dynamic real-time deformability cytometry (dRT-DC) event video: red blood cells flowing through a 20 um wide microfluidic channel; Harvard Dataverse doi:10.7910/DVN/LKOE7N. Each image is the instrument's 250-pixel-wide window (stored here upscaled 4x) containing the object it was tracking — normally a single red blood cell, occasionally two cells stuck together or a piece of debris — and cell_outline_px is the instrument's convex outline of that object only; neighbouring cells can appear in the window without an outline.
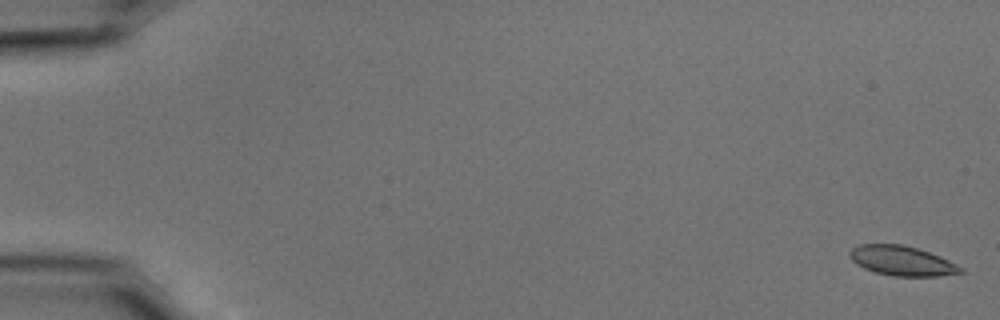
{"species": "common noctule bat (a hibernating species)", "species_latin": "Nyctalus noctula", "temperature_condition": "cold", "stored_images_in_passage": 55, "camera_frame_rate_fps": 3000, "um_per_image_px": 0.085, "animal": {"sex": "male", "body_mass_g": 15.6}, "frame": {"image": 1, "passage_image": 1, "time_ms": 0.0, "image_size_px": [1000, 320], "cell_outline_px": [[964, 272], [936, 276], [896, 276], [876, 272], [864, 268], [856, 264], [852, 260], [848, 252], [852, 248], [860, 244], [904, 244], [940, 256], [964, 268]], "centroid_in_image_um": [76.65, 22.16], "position_along_channel_um": 8.3, "area_um2": 19.07}}
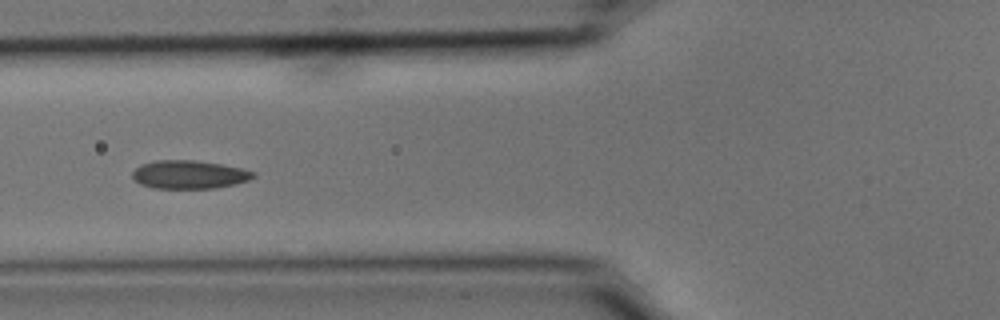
{"frame": {"image": 2, "passage_image": 22, "time_ms": 7.0, "image_size_px": [1000, 320], "cell_outline_px": [[256, 176], [248, 180], [236, 184], [216, 188], [152, 188], [140, 184], [132, 180], [132, 172], [140, 164], [156, 160], [196, 160], [244, 168], [256, 172]], "centroid_in_image_um": [16.08, 14.83], "position_along_channel_um": 109.7, "area_um2": 20.23}}
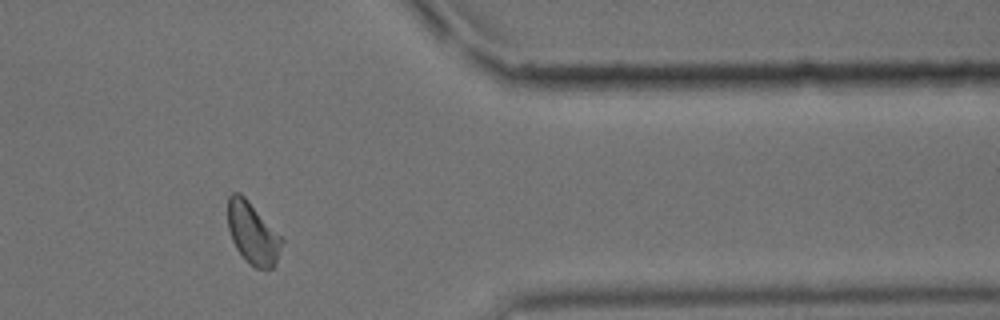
{"frame": {"image": 3, "passage_image": 46, "time_ms": 15.0, "image_size_px": [1000, 320], "cell_outline_px": [[284, 240], [276, 260], [272, 268], [256, 268], [236, 248], [232, 240], [228, 228], [228, 196], [232, 192], [240, 192], [248, 200]], "centroid_in_image_um": [21.46, 19.78], "position_along_channel_um": 389.9, "area_um2": 18.9}, "authors_computed_cell_mechanics": {"area_um2": 19.5364, "velocity_mm_per_s": 3.6773, "shape_relaxation_time_tau1_ms": 5.0897, "shape_relaxation_time_tau2_ms": 2.3634, "deformation_change_tau1": 0.1028, "deformation_change_tau2": 0.0531}}